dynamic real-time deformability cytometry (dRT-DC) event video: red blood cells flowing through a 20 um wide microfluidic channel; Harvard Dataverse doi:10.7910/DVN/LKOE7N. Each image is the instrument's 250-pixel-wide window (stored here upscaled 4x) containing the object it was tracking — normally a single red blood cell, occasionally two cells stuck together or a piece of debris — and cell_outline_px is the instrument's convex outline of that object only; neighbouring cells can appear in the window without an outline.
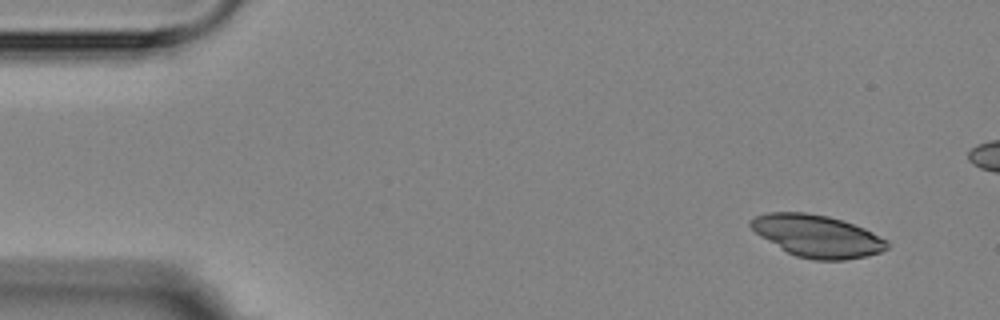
{"species": "Egyptian fruit bat (a non-hibernating species)", "species_latin": "Rousettus aegyptiacus", "temperature_condition": "room temperature", "stored_images_in_passage": 5, "camera_frame_rate_fps": 3000, "um_per_image_px": 0.085, "animal": {"sex": "female"}, "frame": {"image": 1, "passage_image": 1, "time_ms": 0.0, "image_size_px": [1000, 320], "cell_outline_px": [[888, 248], [880, 252], [864, 256], [844, 260], [816, 260], [796, 256], [788, 252], [760, 236], [748, 224], [748, 220], [756, 216], [768, 212], [804, 212], [828, 216], [864, 228], [888, 240]], "centroid_in_image_um": [69.45, 20.05], "position_along_channel_um": 15.6, "area_um2": 33.23}}